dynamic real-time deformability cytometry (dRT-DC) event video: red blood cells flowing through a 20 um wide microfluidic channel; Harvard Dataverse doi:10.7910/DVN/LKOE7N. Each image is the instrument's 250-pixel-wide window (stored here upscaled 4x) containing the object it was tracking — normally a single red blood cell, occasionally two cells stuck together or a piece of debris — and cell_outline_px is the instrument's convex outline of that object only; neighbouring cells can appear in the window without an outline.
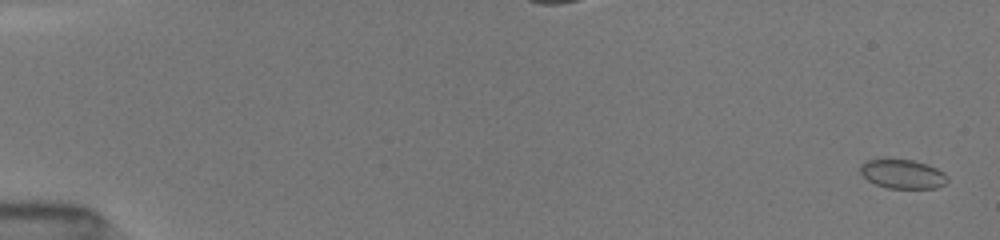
{"species": "common noctule bat (a hibernating species)", "species_latin": "Nyctalus noctula", "temperature_condition": "room temperature", "stored_images_in_passage": 54, "camera_frame_rate_fps": 3000, "um_per_image_px": 0.085, "animal": {"sex": "female", "body_mass_g": 19.5, "forearm_length_mm": 54.1}, "frame": {"image": 1, "passage_image": 2, "time_ms": 0.333, "image_size_px": [1000, 240], "cell_outline_px": [[948, 184], [936, 188], [888, 188], [876, 184], [868, 180], [860, 172], [860, 164], [868, 160], [912, 160], [936, 168], [944, 172], [948, 176]], "centroid_in_image_um": [76.76, 14.81], "position_along_channel_um": 8.2, "area_um2": 14.62}}
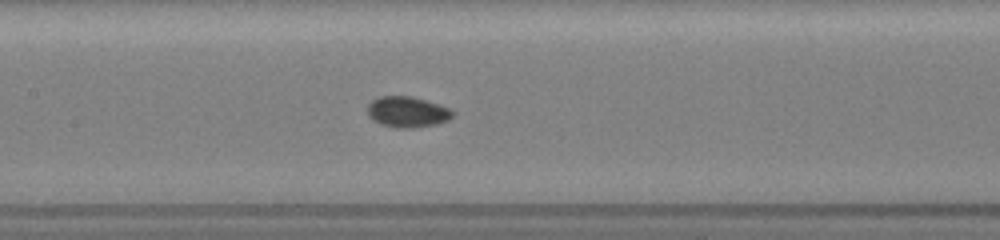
{"frame": {"image": 2, "passage_image": 27, "time_ms": 8.667, "image_size_px": [1000, 240], "cell_outline_px": [[452, 116], [448, 120], [436, 124], [412, 128], [396, 128], [380, 124], [372, 120], [368, 116], [368, 104], [372, 100], [380, 96], [412, 96], [440, 104], [448, 108], [452, 112]], "centroid_in_image_um": [34.59, 9.51], "position_along_channel_um": 172.8, "area_um2": 15.32}}
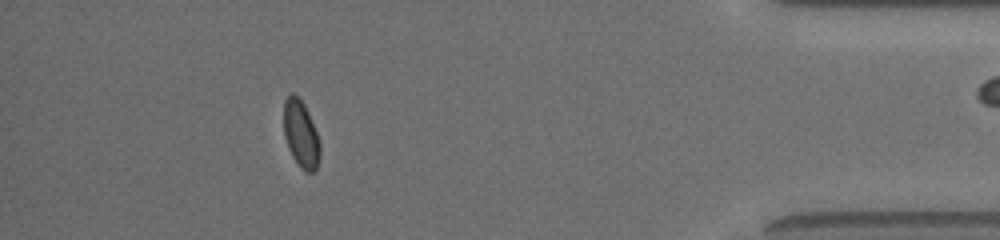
{"frame": {"image": 3, "passage_image": 48, "time_ms": 15.667, "image_size_px": [1000, 240], "cell_outline_px": [[320, 156], [316, 168], [312, 172], [304, 172], [300, 168], [292, 156], [288, 148], [284, 136], [284, 100], [292, 92], [304, 104], [308, 112], [320, 140]], "centroid_in_image_um": [25.58, 11.42], "position_along_channel_um": 409.6, "area_um2": 14.22}}